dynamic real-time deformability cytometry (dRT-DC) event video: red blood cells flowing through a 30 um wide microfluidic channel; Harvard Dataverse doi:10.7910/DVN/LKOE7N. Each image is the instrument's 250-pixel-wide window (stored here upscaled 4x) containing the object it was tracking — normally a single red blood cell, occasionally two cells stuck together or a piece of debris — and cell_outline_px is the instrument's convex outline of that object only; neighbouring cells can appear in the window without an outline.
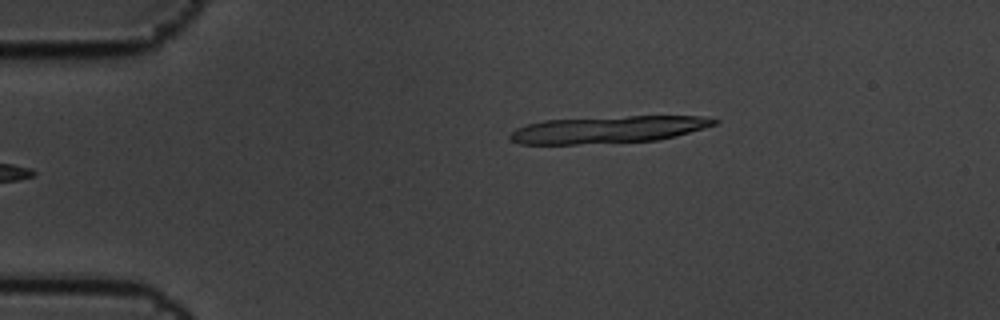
{"species": "common noctule bat (a hibernating species)", "species_latin": "Nyctalus noctula", "temperature_condition": "cold", "stored_images_in_passage": 5, "camera_frame_rate_fps": 3000, "um_per_image_px": 0.085, "animal": {"sex": "male", "body_mass_g": 19.5, "forearm_length_mm": 54.6}, "frame": {"image": 1, "passage_image": 5, "time_ms": 1.333, "image_size_px": [1000, 320], "cell_outline_px": [[720, 120], [716, 124], [704, 128], [676, 136], [656, 140], [576, 144], [520, 144], [512, 140], [508, 136], [508, 132], [516, 128], [528, 124], [544, 120], [628, 116], [700, 116]], "centroid_in_image_um": [51.66, 11.01], "position_along_channel_um": 33.3, "area_um2": 32.08}}